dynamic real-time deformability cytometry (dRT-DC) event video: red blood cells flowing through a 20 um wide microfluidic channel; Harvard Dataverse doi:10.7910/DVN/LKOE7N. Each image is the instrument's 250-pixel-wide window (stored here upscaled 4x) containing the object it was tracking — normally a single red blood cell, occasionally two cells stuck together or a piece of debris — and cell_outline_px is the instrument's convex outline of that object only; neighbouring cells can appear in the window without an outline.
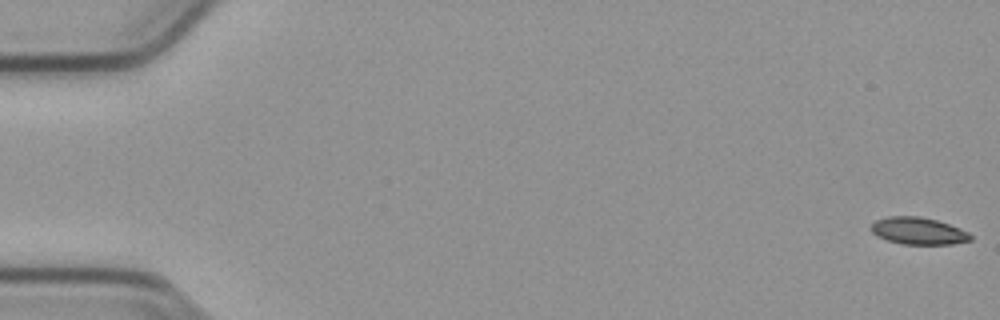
{"species": "common noctule bat (a hibernating species)", "species_latin": "Nyctalus noctula", "temperature_condition": "cold", "stored_images_in_passage": 56, "camera_frame_rate_fps": 3000, "um_per_image_px": 0.085, "animal": {"sex": "male", "body_mass_g": 23.1, "forearm_length_mm": 52.7}, "frame": {"image": 1, "passage_image": 1, "time_ms": 0.0, "image_size_px": [1000, 320], "cell_outline_px": [[972, 240], [952, 244], [904, 244], [888, 240], [876, 236], [872, 232], [872, 224], [876, 220], [888, 216], [920, 216], [936, 220], [960, 228], [968, 232], [972, 236]], "centroid_in_image_um": [78.07, 19.63], "position_along_channel_um": 6.9, "area_um2": 15.61}}
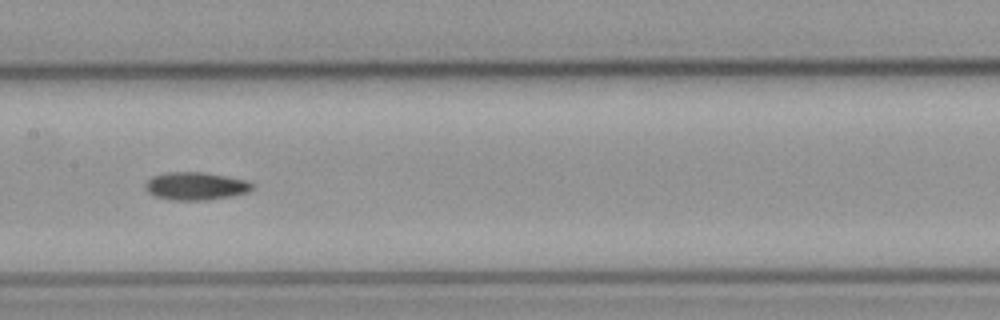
{"frame": {"image": 2, "passage_image": 28, "time_ms": 9.0, "image_size_px": [1000, 320], "cell_outline_px": [[252, 188], [248, 192], [232, 196], [208, 200], [172, 200], [156, 196], [148, 192], [144, 188], [144, 184], [152, 176], [168, 172], [204, 172], [248, 180], [252, 184]], "centroid_in_image_um": [16.63, 15.81], "position_along_channel_um": 190.8, "area_um2": 17.4}}
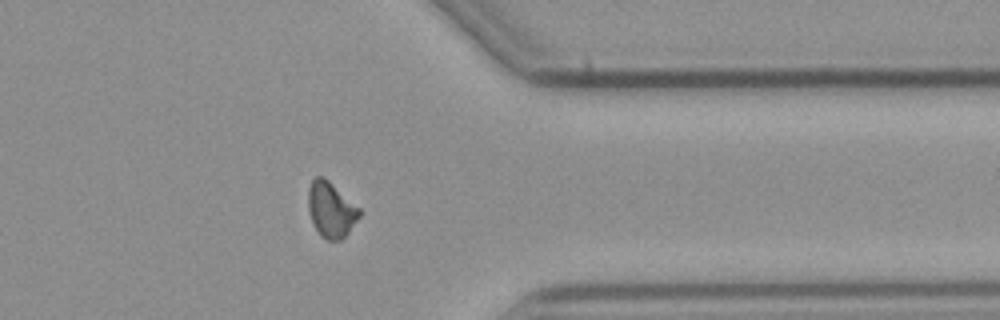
{"frame": {"image": 3, "passage_image": 44, "time_ms": 14.333, "image_size_px": [1000, 320], "cell_outline_px": [[360, 216], [348, 232], [340, 240], [328, 240], [320, 236], [312, 220], [308, 208], [308, 188], [312, 180], [316, 176], [324, 176], [360, 208]], "centroid_in_image_um": [28.13, 17.8], "position_along_channel_um": 383.3, "area_um2": 16.42}, "authors_computed_cell_mechanics": {"area_um2": 16.3574, "velocity_mm_per_s": 3.8168, "shape_relaxation_time_tau1_ms": 11.2444, "shape_relaxation_time_tau2_ms": null, "deformation_change_tau1": 0.1859, "deformation_change_tau2": null}}